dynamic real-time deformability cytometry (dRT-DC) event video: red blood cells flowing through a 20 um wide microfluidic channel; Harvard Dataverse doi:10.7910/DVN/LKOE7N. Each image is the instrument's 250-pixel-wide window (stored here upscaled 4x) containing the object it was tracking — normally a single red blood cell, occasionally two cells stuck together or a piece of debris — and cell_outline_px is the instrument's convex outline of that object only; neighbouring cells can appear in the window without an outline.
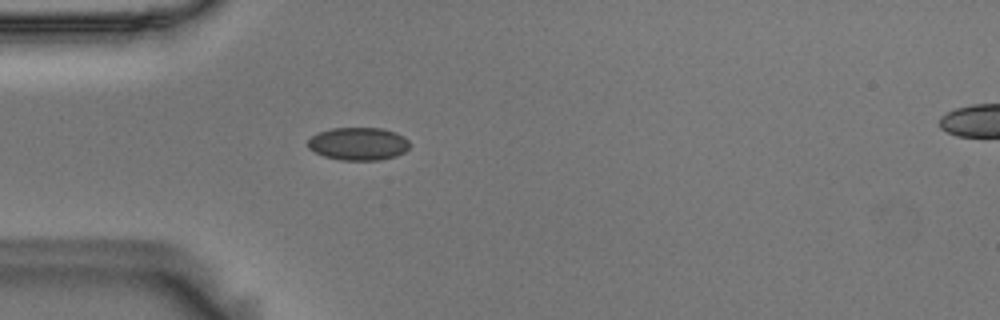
{"species": "Egyptian fruit bat (a non-hibernating species)", "species_latin": "Rousettus aegyptiacus", "temperature_condition": "room temperature", "stored_images_in_passage": 49, "camera_frame_rate_fps": 3000, "um_per_image_px": 0.085, "animal": {"sex": "male"}, "frame": {"image": 1, "passage_image": 10, "time_ms": 3.0, "image_size_px": [1000, 320], "cell_outline_px": [[408, 148], [404, 152], [396, 156], [380, 160], [340, 160], [324, 156], [308, 148], [308, 140], [312, 136], [320, 132], [332, 128], [384, 128], [396, 132], [404, 136], [408, 140]], "centroid_in_image_um": [30.48, 12.22], "position_along_channel_um": 54.5, "area_um2": 19.48}}
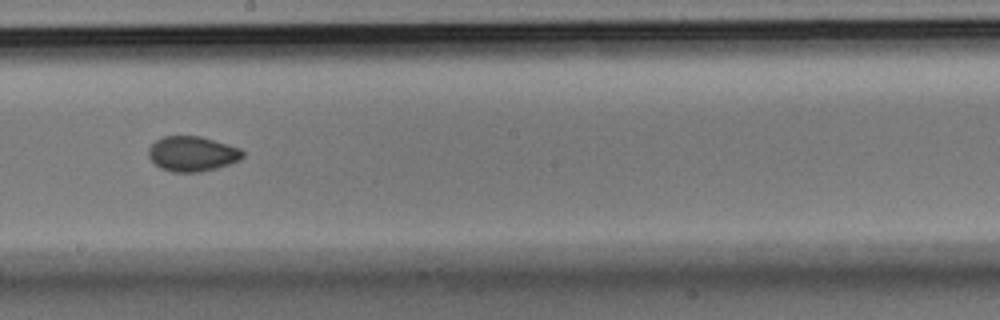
{"frame": {"image": 2, "passage_image": 25, "time_ms": 8.0, "image_size_px": [1000, 320], "cell_outline_px": [[244, 156], [240, 160], [216, 168], [200, 172], [172, 172], [160, 168], [148, 156], [148, 148], [160, 136], [200, 136], [228, 144], [240, 148], [244, 152]], "centroid_in_image_um": [16.34, 13.07], "position_along_channel_um": 231.9, "area_um2": 19.31}}
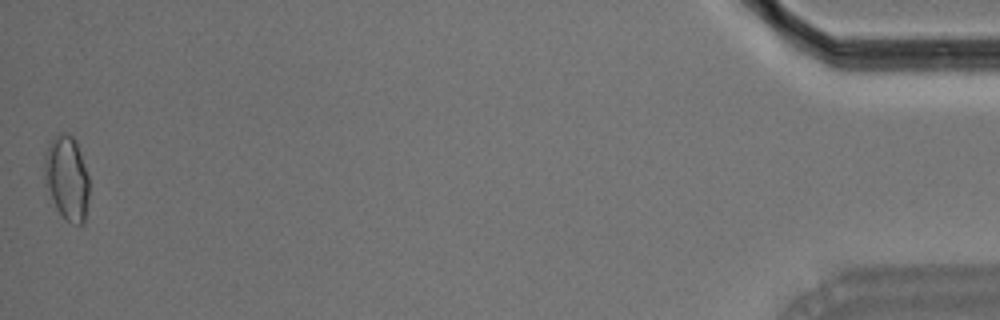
{"frame": {"image": 3, "passage_image": 49, "time_ms": 16.0, "image_size_px": [1000, 320], "cell_outline_px": [[88, 196], [84, 224], [76, 224], [68, 220], [56, 208], [44, 184], [44, 156], [48, 144], [52, 136], [56, 132], [68, 132], [76, 140], [88, 176]], "centroid_in_image_um": [5.65, 15.05], "position_along_channel_um": 429.5, "area_um2": 22.14}, "authors_computed_cell_mechanics": {"area_um2": 19.2474, "velocity_mm_per_s": 3.6436, "shape_relaxation_time_tau1_ms": 8.4919, "shape_relaxation_time_tau2_ms": 4.287, "deformation_change_tau1": 0.1077, "deformation_change_tau2": 0.0579}}